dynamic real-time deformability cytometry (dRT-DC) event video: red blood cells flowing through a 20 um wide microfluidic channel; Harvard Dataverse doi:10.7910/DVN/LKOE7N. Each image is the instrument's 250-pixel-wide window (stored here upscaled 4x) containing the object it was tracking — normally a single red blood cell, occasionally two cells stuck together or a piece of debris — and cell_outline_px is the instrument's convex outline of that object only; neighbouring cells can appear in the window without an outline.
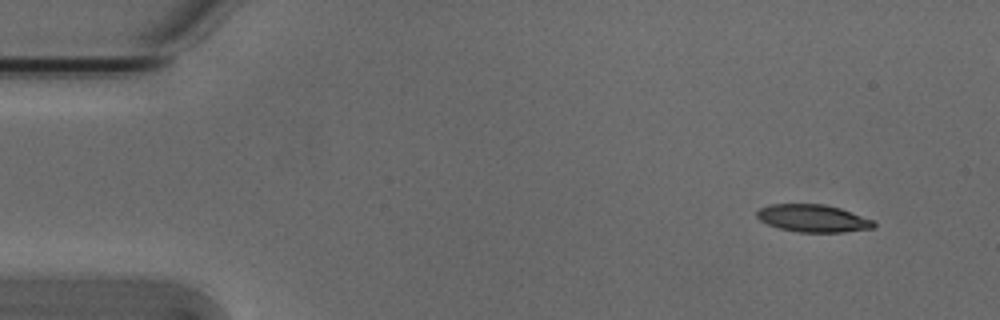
{"species": "Egyptian fruit bat (a non-hibernating species)", "species_latin": "Rousettus aegyptiacus", "temperature_condition": "cold", "stored_images_in_passage": 2, "camera_frame_rate_fps": 3000, "um_per_image_px": 0.085, "animal": {"sex": "male"}, "frame": {"image": 1, "passage_image": 2, "time_ms": 0.333, "image_size_px": [1000, 320], "cell_outline_px": [[876, 224], [872, 228], [844, 232], [800, 232], [780, 228], [768, 224], [760, 220], [756, 216], [756, 212], [760, 208], [772, 204], [824, 204], [840, 208], [876, 220]], "centroid_in_image_um": [69.14, 18.55], "position_along_channel_um": 15.9, "area_um2": 18.73}}